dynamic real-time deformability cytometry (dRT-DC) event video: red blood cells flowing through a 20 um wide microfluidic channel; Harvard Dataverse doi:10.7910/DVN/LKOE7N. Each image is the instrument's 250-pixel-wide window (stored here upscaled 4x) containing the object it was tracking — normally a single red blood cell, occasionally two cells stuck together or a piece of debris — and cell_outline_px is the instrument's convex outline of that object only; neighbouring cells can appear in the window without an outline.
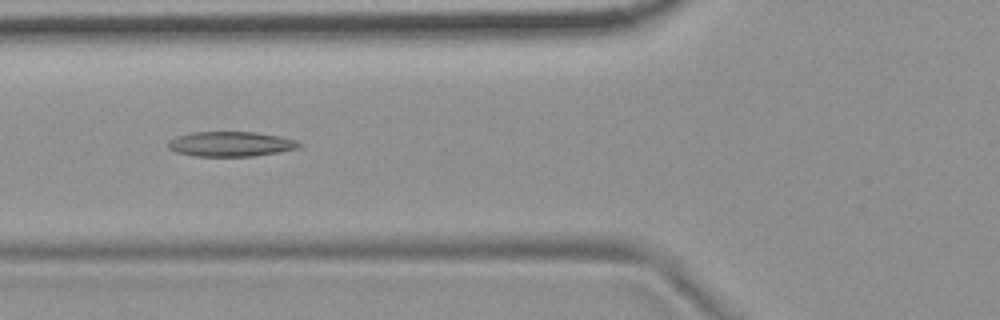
{"species": "common noctule bat (a hibernating species)", "species_latin": "Nyctalus noctula", "temperature_condition": "room temperature", "stored_images_in_passage": 7, "camera_frame_rate_fps": 3000, "um_per_image_px": 0.085, "animal": {"sex": "female", "body_mass_g": 19.9}, "frame": {"image": 1, "passage_image": 6, "time_ms": 6.0, "image_size_px": [1000, 320], "cell_outline_px": [[304, 144], [300, 148], [252, 156], [196, 156], [176, 152], [168, 148], [168, 140], [176, 136], [192, 132], [256, 132], [280, 136], [296, 140]], "centroid_in_image_um": [19.62, 12.23], "position_along_channel_um": 106.2, "area_um2": 19.07}}
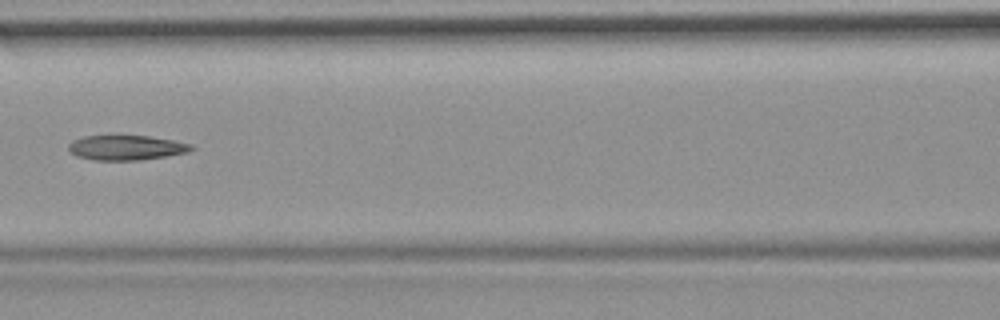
{"frame": {"image": 2, "passage_image": 7, "time_ms": 7.333, "image_size_px": [1000, 320], "cell_outline_px": [[196, 148], [188, 152], [140, 160], [92, 160], [76, 156], [68, 152], [68, 144], [72, 140], [84, 136], [148, 136], [172, 140], [192, 144]], "centroid_in_image_um": [10.69, 12.55], "position_along_channel_um": 155.9, "area_um2": 17.8}}